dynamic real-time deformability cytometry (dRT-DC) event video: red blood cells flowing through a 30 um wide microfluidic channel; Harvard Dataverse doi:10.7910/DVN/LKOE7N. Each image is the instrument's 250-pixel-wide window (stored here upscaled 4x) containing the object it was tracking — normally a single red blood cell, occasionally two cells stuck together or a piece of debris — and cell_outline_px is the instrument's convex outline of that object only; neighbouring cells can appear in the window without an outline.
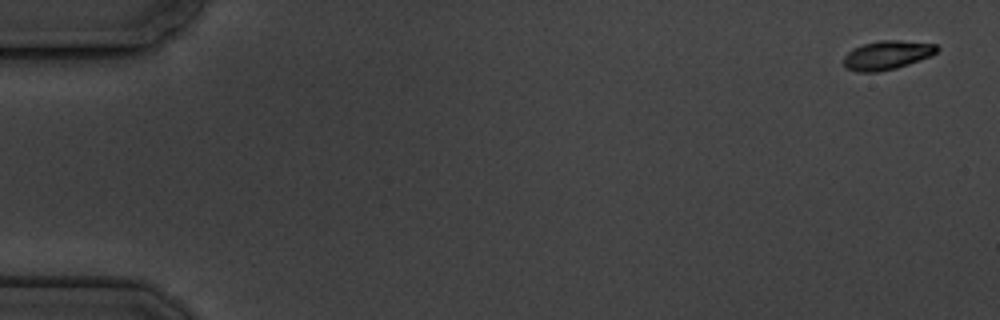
{"species": "common noctule bat (a hibernating species)", "species_latin": "Nyctalus noctula", "temperature_condition": "cold", "stored_images_in_passage": 17, "camera_frame_rate_fps": 3000, "um_per_image_px": 0.085, "animal": {"sex": "male", "body_mass_g": 19.5, "forearm_length_mm": 54.6}, "frame": {"image": 1, "passage_image": 1, "time_ms": 0.0, "image_size_px": [1000, 320], "cell_outline_px": [[940, 48], [936, 52], [928, 56], [908, 64], [896, 68], [876, 72], [856, 72], [844, 68], [844, 56], [852, 48], [864, 44], [880, 40], [900, 40], [936, 44]], "centroid_in_image_um": [75.35, 4.68], "position_along_channel_um": 9.6, "area_um2": 15.66}}
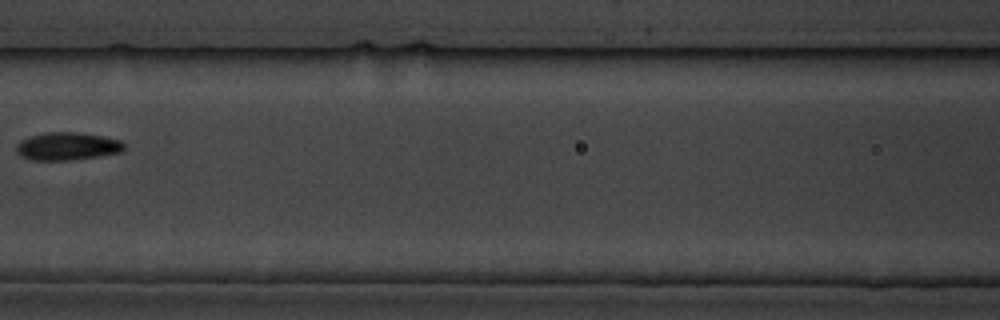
{"frame": {"image": 2, "passage_image": 8, "time_ms": 8.333, "image_size_px": [1000, 320], "cell_outline_px": [[124, 148], [120, 152], [100, 156], [72, 160], [32, 160], [20, 156], [16, 152], [16, 144], [20, 140], [44, 132], [76, 132], [100, 136], [120, 140], [124, 144]], "centroid_in_image_um": [5.68, 12.44], "position_along_channel_um": 160.9, "area_um2": 17.46}}
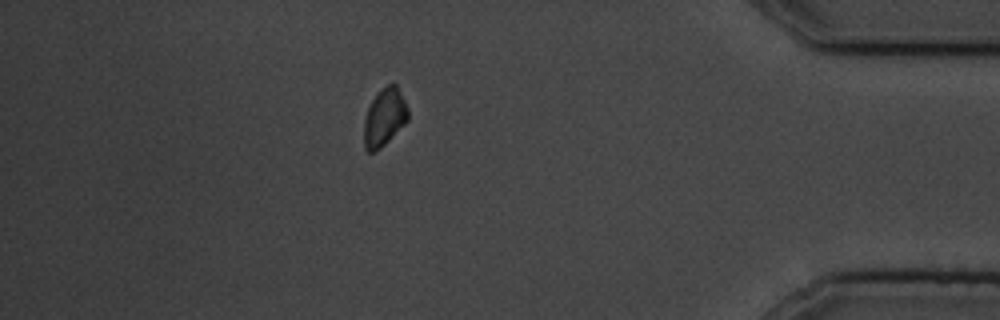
{"frame": {"image": 3, "passage_image": 15, "time_ms": 16.333, "image_size_px": [1000, 320], "cell_outline_px": [[408, 120], [376, 152], [368, 152], [364, 148], [364, 120], [368, 108], [372, 100], [388, 84], [396, 84], [408, 108]], "centroid_in_image_um": [32.66, 10.0], "position_along_channel_um": 402.5, "area_um2": 14.45}, "authors_computed_cell_mechanics": {"area_um2": 15.7794, "velocity_mm_per_s": 3.4947, "shape_relaxation_time_tau1_ms": 2.0831, "shape_relaxation_time_tau2_ms": null, "deformation_change_tau1": 0.0738, "deformation_change_tau2": null}}